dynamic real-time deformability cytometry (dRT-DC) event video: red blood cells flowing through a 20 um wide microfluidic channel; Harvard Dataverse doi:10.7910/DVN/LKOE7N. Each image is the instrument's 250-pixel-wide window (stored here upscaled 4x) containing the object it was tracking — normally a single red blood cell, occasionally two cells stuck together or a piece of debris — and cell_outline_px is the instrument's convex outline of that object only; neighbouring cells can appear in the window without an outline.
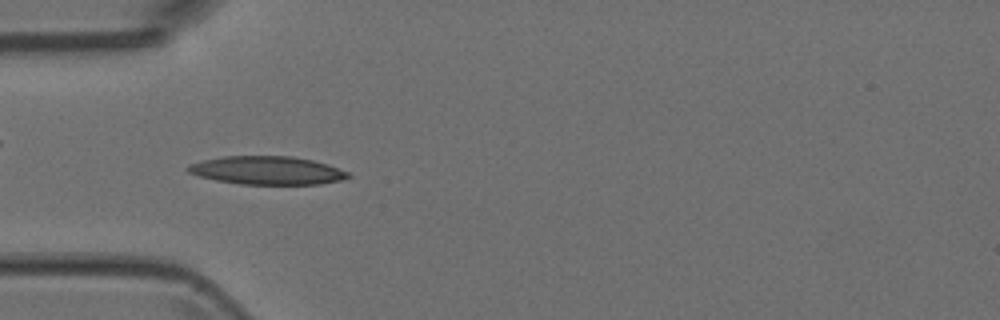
{"species": "Egyptian fruit bat (a non-hibernating species)", "species_latin": "Rousettus aegyptiacus", "temperature_condition": "room temperature", "stored_images_in_passage": 5, "camera_frame_rate_fps": 3000, "um_per_image_px": 0.085, "animal": {"sex": "female"}, "frame": {"image": 1, "passage_image": 3, "time_ms": 0.667, "image_size_px": [1000, 320], "cell_outline_px": [[352, 176], [340, 180], [320, 184], [240, 184], [216, 180], [200, 176], [188, 172], [184, 168], [188, 164], [204, 160], [224, 156], [292, 156], [312, 160], [328, 164], [348, 172]], "centroid_in_image_um": [22.69, 14.48], "position_along_channel_um": 62.3, "area_um2": 26.36}}
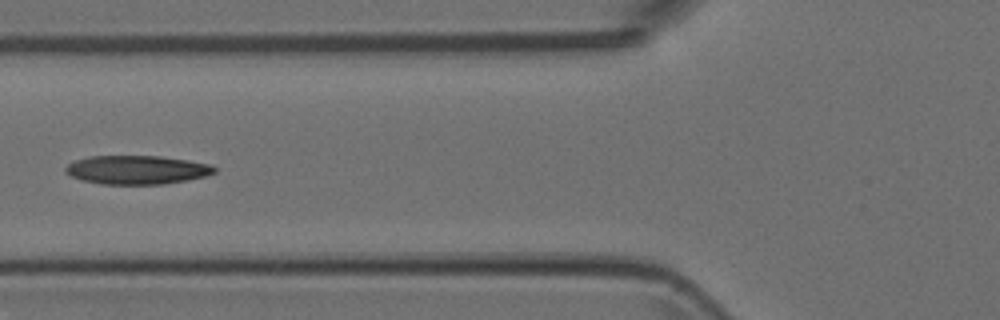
{"frame": {"image": 2, "passage_image": 4, "time_ms": 1.0, "image_size_px": [1000, 320], "cell_outline_px": [[216, 172], [204, 176], [188, 180], [164, 184], [100, 184], [80, 180], [64, 172], [64, 168], [68, 164], [76, 160], [88, 156], [160, 156], [188, 160], [212, 164], [216, 168]], "centroid_in_image_um": [11.63, 14.43], "position_along_channel_um": 114.2, "area_um2": 25.09}}
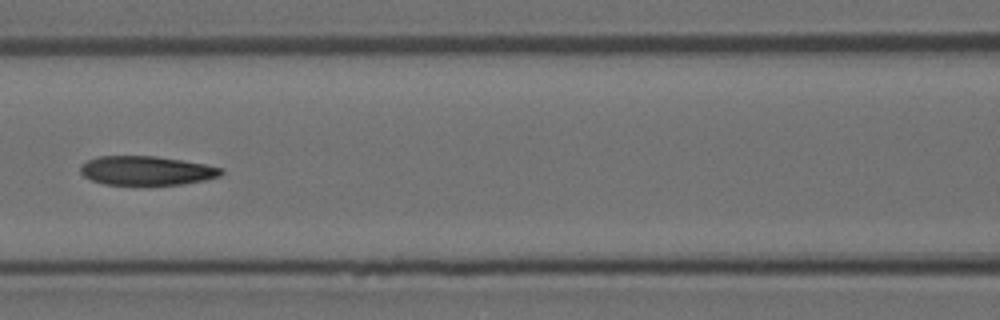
{"frame": {"image": 3, "passage_image": 5, "time_ms": 1.333, "image_size_px": [1000, 320], "cell_outline_px": [[224, 172], [220, 176], [204, 180], [184, 184], [104, 184], [92, 180], [84, 176], [80, 172], [80, 164], [96, 156], [156, 156], [204, 164], [224, 168]], "centroid_in_image_um": [12.44, 14.49], "position_along_channel_um": 154.2, "area_um2": 23.76}}